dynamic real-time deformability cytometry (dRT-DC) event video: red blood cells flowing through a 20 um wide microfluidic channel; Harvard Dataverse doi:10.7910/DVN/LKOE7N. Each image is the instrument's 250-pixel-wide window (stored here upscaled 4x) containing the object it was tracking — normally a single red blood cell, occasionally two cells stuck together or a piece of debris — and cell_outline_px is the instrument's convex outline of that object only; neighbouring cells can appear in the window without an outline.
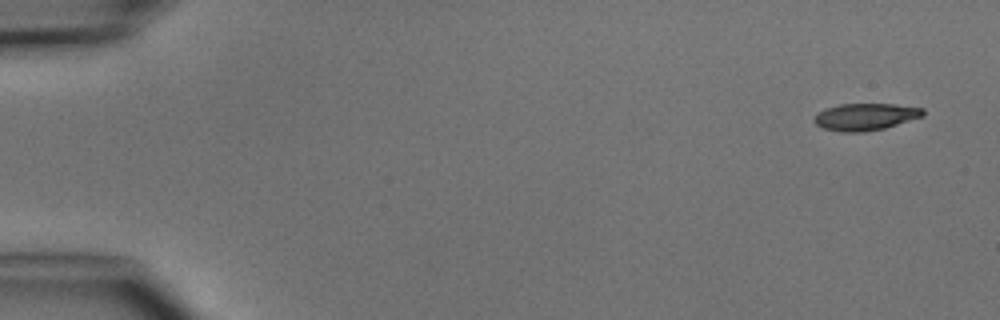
{"species": "common noctule bat (a hibernating species)", "species_latin": "Nyctalus noctula", "temperature_condition": "cold", "stored_images_in_passage": 5, "camera_frame_rate_fps": 3000, "um_per_image_px": 0.085, "animal": {"sex": "male", "body_mass_g": 15.6}, "frame": {"image": 1, "passage_image": 1, "time_ms": 0.0, "image_size_px": [1000, 320], "cell_outline_px": [[924, 116], [884, 128], [864, 132], [840, 132], [824, 128], [816, 124], [812, 120], [816, 112], [824, 108], [840, 104], [896, 104], [924, 108]], "centroid_in_image_um": [73.53, 9.92], "position_along_channel_um": 11.5, "area_um2": 17.28}}
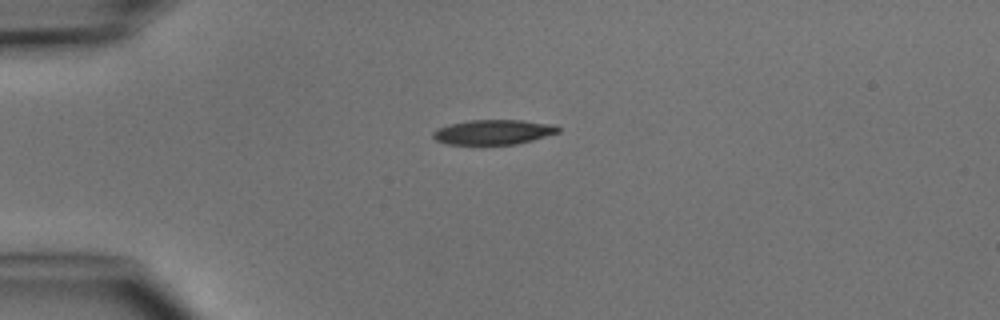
{"frame": {"image": 2, "passage_image": 4, "time_ms": 3.333, "image_size_px": [1000, 320], "cell_outline_px": [[560, 132], [532, 140], [516, 144], [448, 144], [436, 140], [432, 136], [432, 132], [436, 128], [448, 124], [468, 120], [524, 120], [556, 124], [560, 128]], "centroid_in_image_um": [41.94, 11.21], "position_along_channel_um": 43.1, "area_um2": 18.26}}